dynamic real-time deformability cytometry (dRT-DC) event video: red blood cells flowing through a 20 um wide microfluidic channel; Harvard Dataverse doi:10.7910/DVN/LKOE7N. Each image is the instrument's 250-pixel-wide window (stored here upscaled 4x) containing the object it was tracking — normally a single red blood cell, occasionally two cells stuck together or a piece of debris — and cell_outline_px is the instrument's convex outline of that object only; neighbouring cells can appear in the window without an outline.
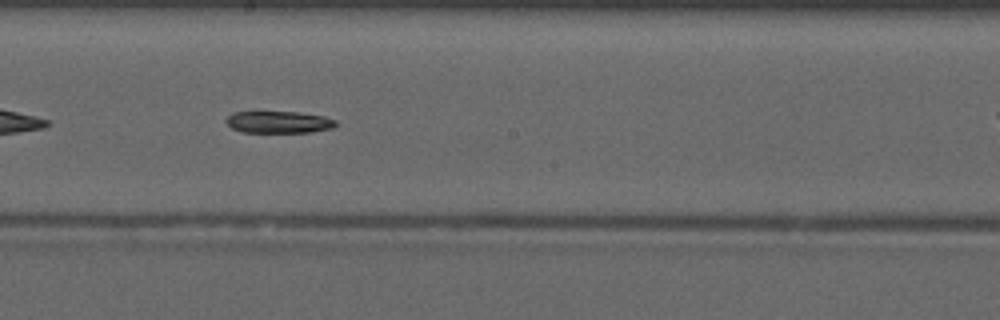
{"species": "common noctule bat (a hibernating species)", "species_latin": "Nyctalus noctula", "temperature_condition": "warm", "stored_images_in_passage": 39, "camera_frame_rate_fps": 3000, "um_per_image_px": 0.085, "animal": {"sex": "male", "forearm_length_mm": 52.5}, "frame": {"image": 1, "passage_image": 17, "time_ms": 5.333, "image_size_px": [1000, 320], "cell_outline_px": [[336, 124], [332, 128], [312, 132], [240, 132], [232, 128], [224, 120], [232, 112], [296, 112], [324, 116], [336, 120]], "centroid_in_image_um": [23.67, 10.38], "position_along_channel_um": 224.5, "area_um2": 13.99}}
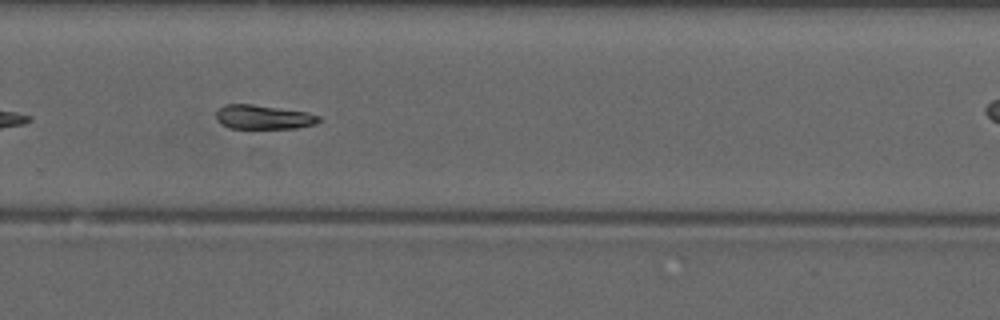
{"frame": {"image": 2, "passage_image": 23, "time_ms": 7.333, "image_size_px": [1000, 320], "cell_outline_px": [[320, 120], [316, 124], [296, 128], [228, 128], [220, 124], [216, 120], [216, 112], [224, 104], [252, 104], [308, 112], [320, 116]], "centroid_in_image_um": [22.37, 9.95], "position_along_channel_um": 307.4, "area_um2": 14.57}}